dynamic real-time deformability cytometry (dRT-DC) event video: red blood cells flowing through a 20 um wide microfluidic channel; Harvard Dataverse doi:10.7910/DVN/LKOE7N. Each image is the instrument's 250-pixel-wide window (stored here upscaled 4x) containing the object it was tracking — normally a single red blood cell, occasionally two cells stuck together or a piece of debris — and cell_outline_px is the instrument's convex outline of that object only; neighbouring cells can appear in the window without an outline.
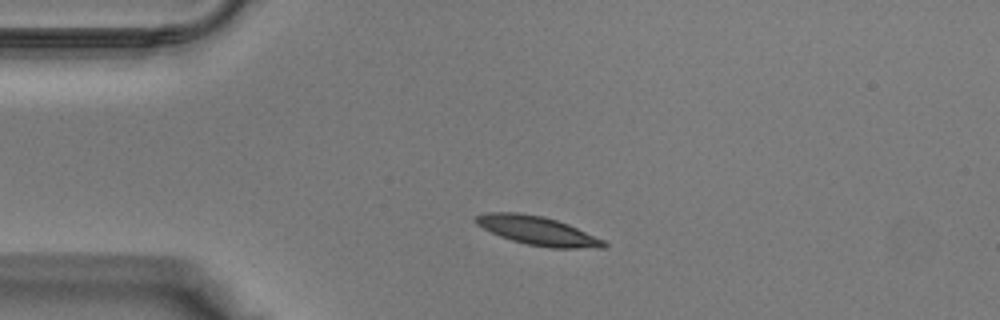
{"species": "Egyptian fruit bat (a non-hibernating species)", "species_latin": "Rousettus aegyptiacus", "temperature_condition": "warm", "stored_images_in_passage": 31, "camera_frame_rate_fps": 3000, "um_per_image_px": 0.085, "animal": {"sex": "male"}, "frame": {"image": 1, "passage_image": 1, "time_ms": 0.0, "image_size_px": [1000, 320], "cell_outline_px": [[608, 244], [604, 248], [552, 248], [528, 244], [512, 240], [500, 236], [476, 224], [472, 220], [476, 216], [484, 212], [516, 212], [544, 216], [568, 224], [604, 240]], "centroid_in_image_um": [45.68, 19.6], "position_along_channel_um": 39.3, "area_um2": 21.39}}
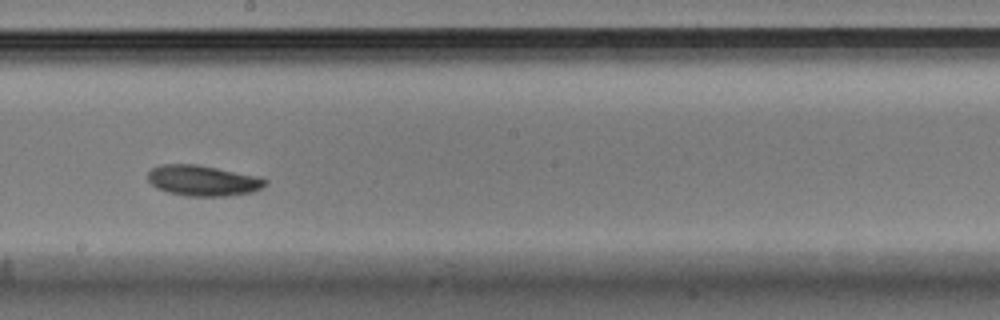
{"frame": {"image": 2, "passage_image": 14, "time_ms": 4.333, "image_size_px": [1000, 320], "cell_outline_px": [[268, 180], [260, 188], [252, 192], [228, 196], [184, 196], [168, 192], [156, 188], [148, 180], [148, 172], [152, 168], [160, 164], [196, 164], [256, 176]], "centroid_in_image_um": [17.19, 15.35], "position_along_channel_um": 231.0, "area_um2": 20.81}}
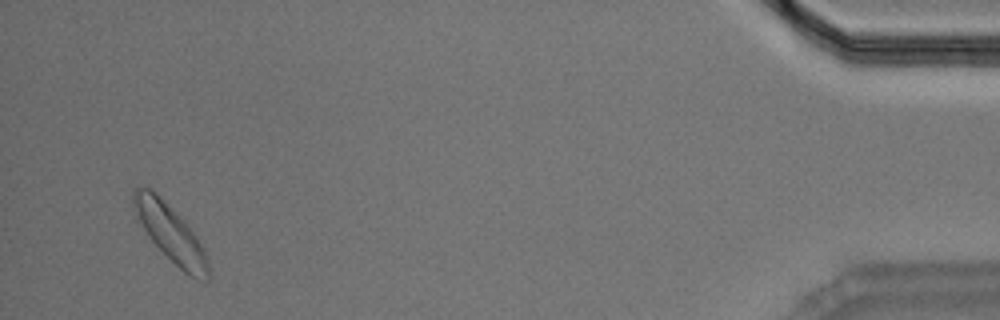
{"frame": {"image": 3, "passage_image": 30, "time_ms": 9.667, "image_size_px": [1000, 320], "cell_outline_px": [[208, 280], [200, 280], [184, 272], [152, 240], [136, 220], [132, 204], [132, 188], [148, 188], [184, 220], [188, 224], [204, 248], [208, 260]], "centroid_in_image_um": [14.47, 19.81], "position_along_channel_um": 420.7, "area_um2": 24.16}}